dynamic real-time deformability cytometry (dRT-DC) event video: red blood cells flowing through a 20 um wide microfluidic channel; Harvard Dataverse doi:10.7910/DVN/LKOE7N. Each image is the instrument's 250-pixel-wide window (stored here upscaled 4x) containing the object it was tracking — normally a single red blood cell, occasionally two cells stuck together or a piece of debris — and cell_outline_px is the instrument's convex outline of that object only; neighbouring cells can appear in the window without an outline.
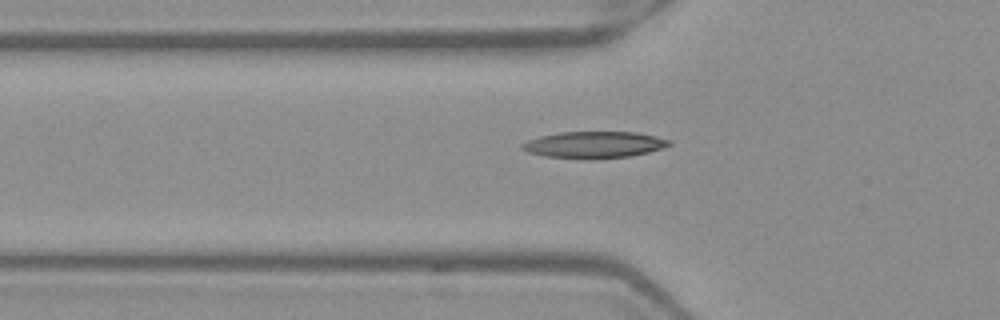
{"species": "Egyptian fruit bat (a non-hibernating species)", "species_latin": "Rousettus aegyptiacus", "temperature_condition": "warm", "stored_images_in_passage": 39, "camera_frame_rate_fps": 3000, "um_per_image_px": 0.085, "frame": {"image": 1, "passage_image": 8, "time_ms": 2.333, "image_size_px": [1000, 320], "cell_outline_px": [[672, 144], [664, 148], [632, 156], [592, 160], [588, 160], [544, 156], [528, 152], [520, 148], [520, 144], [528, 140], [540, 136], [560, 132], [636, 132], [656, 136], [672, 140]], "centroid_in_image_um": [50.52, 12.32], "position_along_channel_um": 75.3, "area_um2": 23.24}}
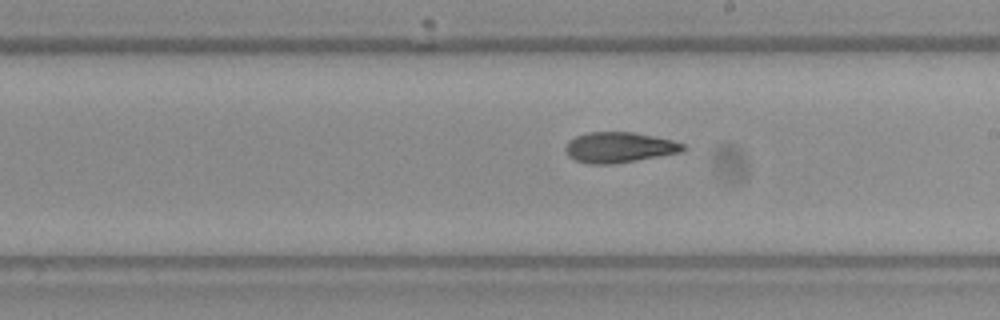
{"frame": {"image": 2, "passage_image": 20, "time_ms": 6.333, "image_size_px": [1000, 320], "cell_outline_px": [[684, 148], [680, 152], [660, 156], [612, 164], [588, 164], [576, 160], [568, 156], [564, 148], [568, 140], [576, 136], [588, 132], [632, 132], [672, 140], [684, 144]], "centroid_in_image_um": [52.57, 12.53], "position_along_channel_um": 236.4, "area_um2": 20.75}}
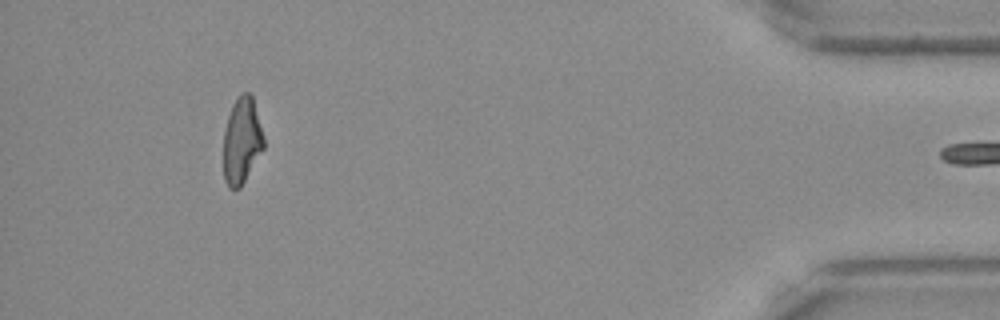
{"frame": {"image": 3, "passage_image": 38, "time_ms": 12.333, "image_size_px": [1000, 320], "cell_outline_px": [[264, 148], [240, 188], [228, 188], [224, 180], [224, 132], [228, 116], [232, 104], [244, 92], [248, 92], [252, 96], [264, 136]], "centroid_in_image_um": [20.55, 11.98], "position_along_channel_um": 414.6, "area_um2": 20.06}}